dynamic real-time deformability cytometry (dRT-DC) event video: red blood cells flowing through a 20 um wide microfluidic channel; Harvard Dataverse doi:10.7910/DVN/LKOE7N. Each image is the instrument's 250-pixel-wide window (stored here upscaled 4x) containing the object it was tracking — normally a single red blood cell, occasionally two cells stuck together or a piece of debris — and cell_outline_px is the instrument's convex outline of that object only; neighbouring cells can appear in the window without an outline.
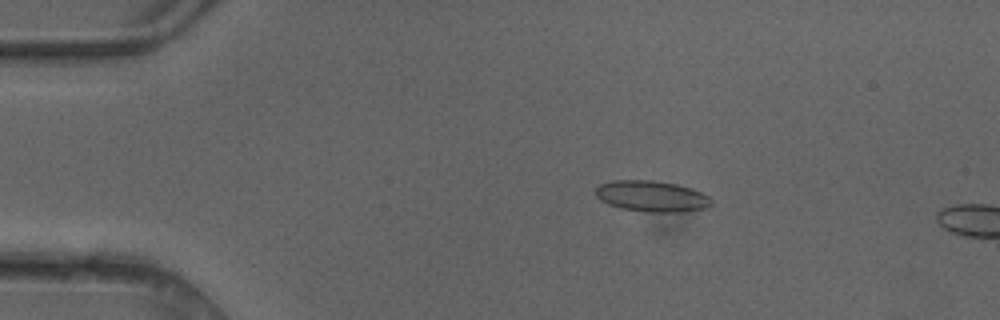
{"species": "common noctule bat (a hibernating species)", "species_latin": "Nyctalus noctula", "temperature_condition": "cold", "stored_images_in_passage": 4, "camera_frame_rate_fps": 3000, "um_per_image_px": 0.085, "animal": {"sex": "female"}, "frame": {"image": 1, "passage_image": 3, "time_ms": 0.667, "image_size_px": [1000, 320], "cell_outline_px": [[712, 204], [708, 208], [680, 212], [644, 212], [620, 208], [608, 204], [600, 200], [596, 196], [596, 188], [600, 184], [612, 180], [652, 180], [676, 184], [712, 196]], "centroid_in_image_um": [55.41, 16.69], "position_along_channel_um": 29.6, "area_um2": 21.1}}